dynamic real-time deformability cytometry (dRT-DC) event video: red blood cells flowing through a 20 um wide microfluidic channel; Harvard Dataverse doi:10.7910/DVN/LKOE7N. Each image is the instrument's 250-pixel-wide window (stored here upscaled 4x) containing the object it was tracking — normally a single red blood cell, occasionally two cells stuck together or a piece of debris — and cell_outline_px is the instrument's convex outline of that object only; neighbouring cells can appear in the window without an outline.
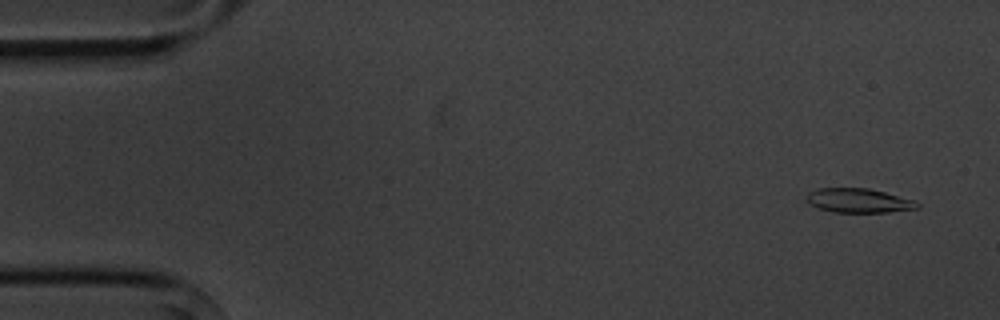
{"species": "common noctule bat (a hibernating species)", "species_latin": "Nyctalus noctula", "temperature_condition": "cold", "stored_images_in_passage": 5, "camera_frame_rate_fps": 3000, "um_per_image_px": 0.085, "animal": {"sex": "male", "body_mass_g": 20.1, "forearm_length_mm": 53.5}, "frame": {"image": 1, "passage_image": 1, "time_ms": 0.0, "image_size_px": [1000, 320], "cell_outline_px": [[920, 208], [888, 212], [832, 212], [808, 204], [808, 192], [816, 188], [868, 188], [916, 200], [920, 204]], "centroid_in_image_um": [73.02, 17.05], "position_along_channel_um": 12.0, "area_um2": 15.66}}
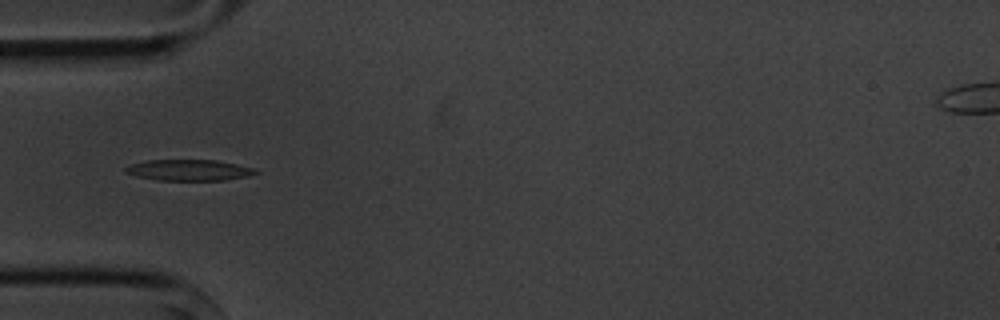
{"frame": {"image": 2, "passage_image": 5, "time_ms": 4.667, "image_size_px": [1000, 320], "cell_outline_px": [[260, 172], [248, 176], [224, 180], [156, 180], [136, 176], [124, 172], [124, 168], [132, 164], [148, 160], [216, 160], [236, 164], [252, 168]], "centroid_in_image_um": [16.04, 14.46], "position_along_channel_um": 69.0, "area_um2": 15.84}}